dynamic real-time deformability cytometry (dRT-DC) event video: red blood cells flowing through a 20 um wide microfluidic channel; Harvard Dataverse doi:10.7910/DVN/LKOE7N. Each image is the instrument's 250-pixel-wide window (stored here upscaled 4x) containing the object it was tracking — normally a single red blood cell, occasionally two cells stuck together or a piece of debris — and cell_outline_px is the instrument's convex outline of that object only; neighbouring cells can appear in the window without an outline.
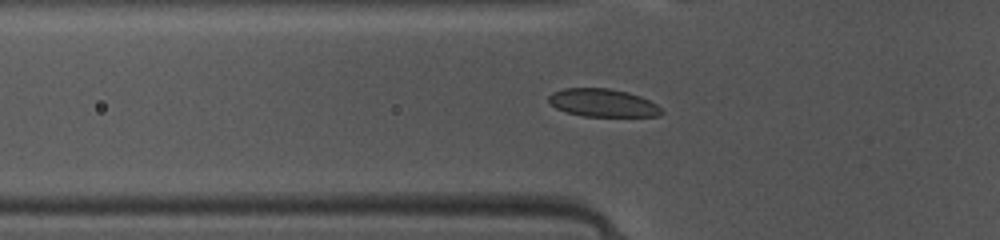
{"species": "common noctule bat (a hibernating species)", "species_latin": "Nyctalus noctula", "temperature_condition": "warm", "stored_images_in_passage": 47, "camera_frame_rate_fps": 3000, "um_per_image_px": 0.085, "animal": {"sex": "female", "body_mass_g": 10.0, "forearm_length_mm": 53.1}, "frame": {"image": 1, "passage_image": 16, "time_ms": 5.0, "image_size_px": [1000, 240], "cell_outline_px": [[664, 112], [660, 116], [580, 116], [556, 108], [548, 100], [548, 96], [552, 92], [564, 88], [608, 88], [628, 92], [640, 96], [656, 104]], "centroid_in_image_um": [51.23, 8.74], "position_along_channel_um": 74.6, "area_um2": 18.32}}
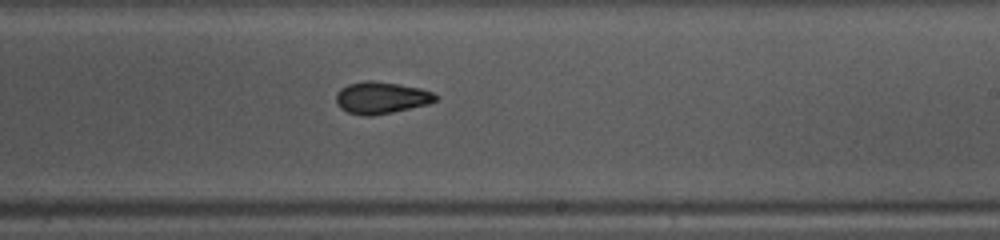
{"frame": {"image": 2, "passage_image": 29, "time_ms": 9.333, "image_size_px": [1000, 240], "cell_outline_px": [[440, 96], [436, 100], [428, 104], [392, 112], [372, 116], [364, 116], [348, 112], [340, 108], [336, 104], [336, 92], [340, 88], [348, 84], [368, 80], [372, 80], [400, 84], [420, 88], [432, 92]], "centroid_in_image_um": [32.39, 8.3], "position_along_channel_um": 256.6, "area_um2": 18.61}}
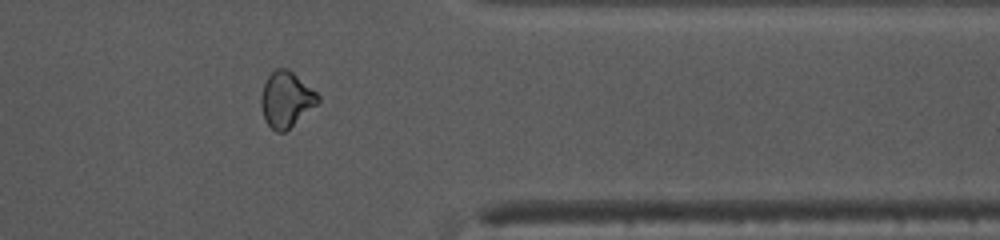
{"frame": {"image": 3, "passage_image": 39, "time_ms": 12.667, "image_size_px": [1000, 240], "cell_outline_px": [[320, 100], [316, 104], [284, 132], [276, 132], [264, 120], [260, 104], [260, 100], [264, 84], [268, 76], [276, 68], [288, 68], [316, 92], [320, 96]], "centroid_in_image_um": [24.3, 8.44], "position_along_channel_um": 387.1, "area_um2": 18.09}}